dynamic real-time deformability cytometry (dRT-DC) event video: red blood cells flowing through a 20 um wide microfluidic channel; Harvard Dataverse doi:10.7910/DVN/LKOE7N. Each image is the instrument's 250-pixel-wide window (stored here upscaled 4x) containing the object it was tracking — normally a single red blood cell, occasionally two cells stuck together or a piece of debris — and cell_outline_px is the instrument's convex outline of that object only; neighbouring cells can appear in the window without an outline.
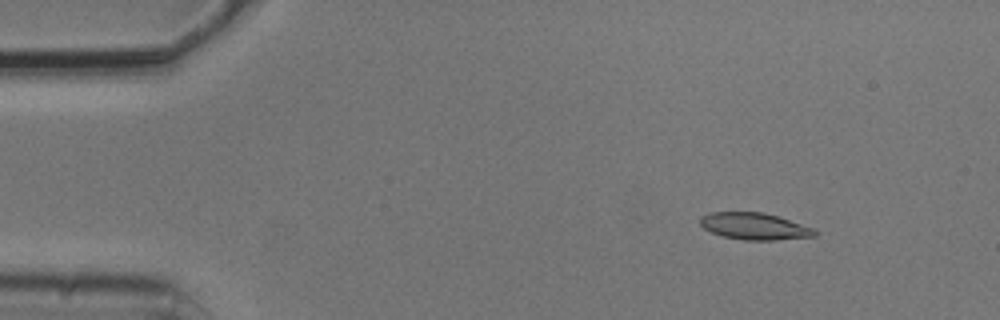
{"species": "common noctule bat (a hibernating species)", "species_latin": "Nyctalus noctula", "temperature_condition": "cold", "stored_images_in_passage": 5, "camera_frame_rate_fps": 3000, "um_per_image_px": 0.085, "animal": {"sex": "male", "body_mass_g": 20.5, "forearm_length_mm": 52.5}, "frame": {"image": 1, "passage_image": 2, "time_ms": 0.333, "image_size_px": [1000, 320], "cell_outline_px": [[820, 232], [816, 236], [776, 240], [744, 240], [724, 236], [712, 232], [704, 228], [700, 224], [700, 216], [712, 212], [764, 212], [816, 228]], "centroid_in_image_um": [64.19, 19.23], "position_along_channel_um": 20.8, "area_um2": 18.03}}
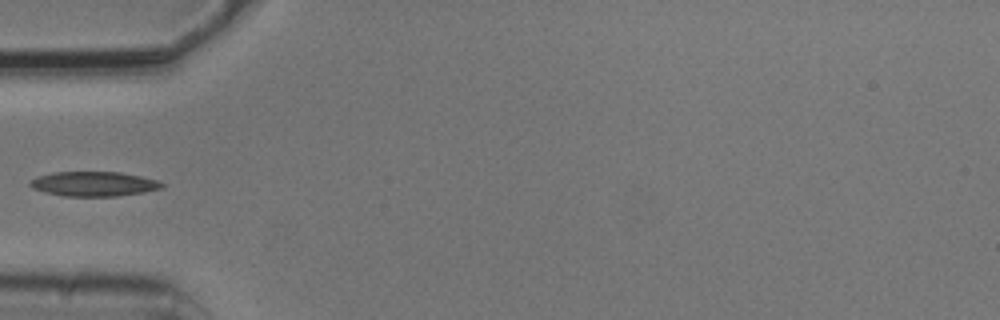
{"frame": {"image": 2, "passage_image": 5, "time_ms": 1.333, "image_size_px": [1000, 320], "cell_outline_px": [[164, 188], [144, 192], [116, 196], [64, 196], [32, 188], [28, 184], [28, 180], [36, 176], [52, 172], [120, 172], [140, 176], [156, 180], [164, 184]], "centroid_in_image_um": [7.94, 15.62], "position_along_channel_um": 77.1, "area_um2": 18.96}}